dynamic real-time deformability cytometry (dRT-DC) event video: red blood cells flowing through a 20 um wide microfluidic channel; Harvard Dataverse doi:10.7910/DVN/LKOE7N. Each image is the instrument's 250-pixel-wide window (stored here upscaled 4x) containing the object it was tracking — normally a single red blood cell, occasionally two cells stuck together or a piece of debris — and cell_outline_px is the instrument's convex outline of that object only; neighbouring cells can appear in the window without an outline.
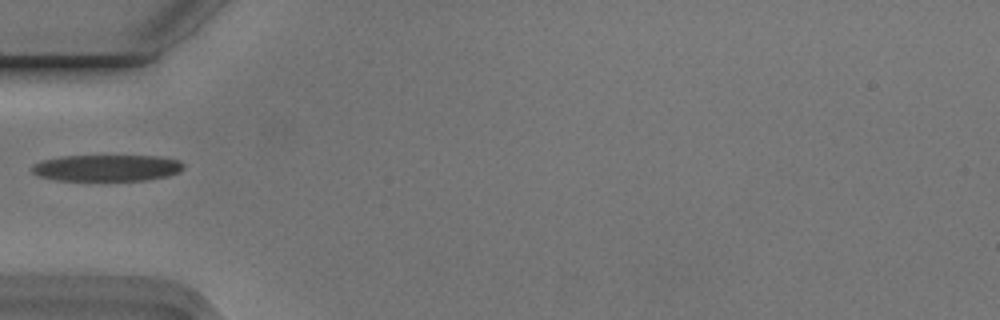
{"species": "Egyptian fruit bat (a non-hibernating species)", "species_latin": "Rousettus aegyptiacus", "temperature_condition": "cold", "stored_images_in_passage": 2, "camera_frame_rate_fps": 3000, "um_per_image_px": 0.085, "animal": {"sex": "male"}, "frame": {"image": 1, "passage_image": 1, "time_ms": 0.0, "image_size_px": [1000, 320], "cell_outline_px": [[184, 168], [180, 172], [168, 176], [144, 180], [56, 180], [40, 176], [32, 172], [32, 164], [44, 160], [60, 156], [160, 156], [180, 160], [184, 164]], "centroid_in_image_um": [9.12, 14.26], "position_along_channel_um": 75.9, "area_um2": 23.41}}